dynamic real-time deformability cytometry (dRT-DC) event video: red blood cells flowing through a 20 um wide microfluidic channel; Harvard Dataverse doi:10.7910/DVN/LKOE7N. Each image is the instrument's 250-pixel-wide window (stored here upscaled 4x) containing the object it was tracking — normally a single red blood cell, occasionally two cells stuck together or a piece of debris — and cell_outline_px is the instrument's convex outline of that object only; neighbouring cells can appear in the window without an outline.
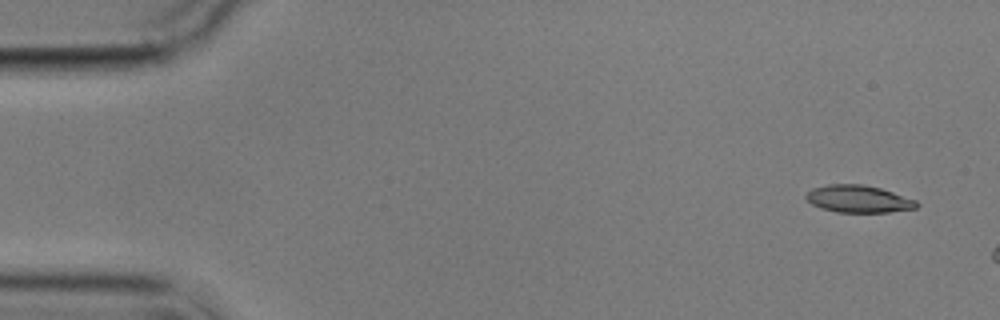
{"species": "common noctule bat (a hibernating species)", "species_latin": "Nyctalus noctula", "temperature_condition": "cold", "stored_images_in_passage": 3, "camera_frame_rate_fps": 3000, "um_per_image_px": 0.085, "animal": {"sex": "male", "body_mass_g": 17.9}, "frame": {"image": 1, "passage_image": 1, "time_ms": 0.0, "image_size_px": [1000, 320], "cell_outline_px": [[920, 204], [916, 208], [888, 212], [836, 212], [820, 208], [812, 204], [804, 196], [812, 188], [828, 184], [864, 184], [880, 188], [916, 200]], "centroid_in_image_um": [72.96, 16.91], "position_along_channel_um": 12.0, "area_um2": 17.57}}